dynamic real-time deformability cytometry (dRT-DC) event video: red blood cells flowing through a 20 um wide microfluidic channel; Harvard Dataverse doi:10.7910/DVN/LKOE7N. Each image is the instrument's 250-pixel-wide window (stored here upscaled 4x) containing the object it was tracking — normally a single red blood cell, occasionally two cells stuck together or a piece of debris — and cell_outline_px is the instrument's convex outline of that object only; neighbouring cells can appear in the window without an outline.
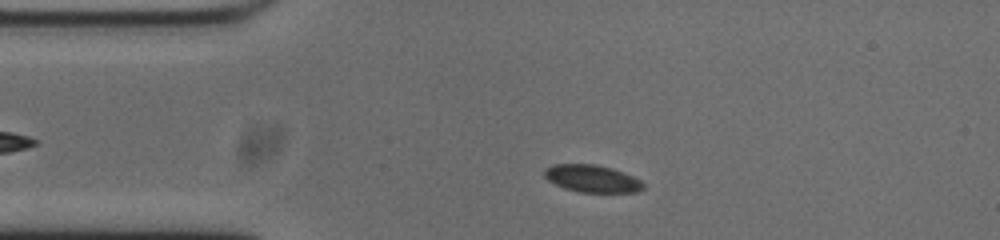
{"species": "common noctule bat (a hibernating species)", "species_latin": "Nyctalus noctula", "temperature_condition": "cold", "stored_images_in_passage": 49, "camera_frame_rate_fps": 3000, "um_per_image_px": 0.085, "animal": {"sex": "male", "body_mass_g": 20.0, "forearm_length_mm": 53.3}, "frame": {"image": 1, "passage_image": 5, "time_ms": 1.333, "image_size_px": [1000, 240], "cell_outline_px": [[644, 188], [636, 192], [580, 192], [564, 188], [548, 180], [544, 176], [544, 168], [552, 164], [596, 164], [612, 168], [632, 176], [640, 180], [644, 184]], "centroid_in_image_um": [50.3, 15.17], "position_along_channel_um": 34.7, "area_um2": 15.72}}
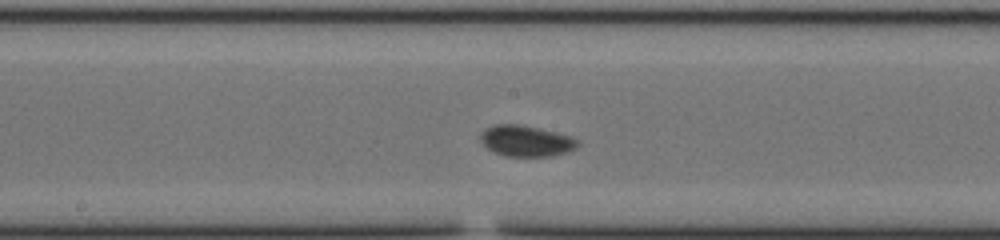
{"frame": {"image": 2, "passage_image": 21, "time_ms": 6.667, "image_size_px": [1000, 240], "cell_outline_px": [[580, 144], [576, 148], [568, 152], [552, 156], [504, 156], [492, 152], [480, 140], [480, 132], [484, 128], [496, 124], [520, 124], [568, 136], [580, 140]], "centroid_in_image_um": [44.69, 11.99], "position_along_channel_um": 203.5, "area_um2": 17.57}}
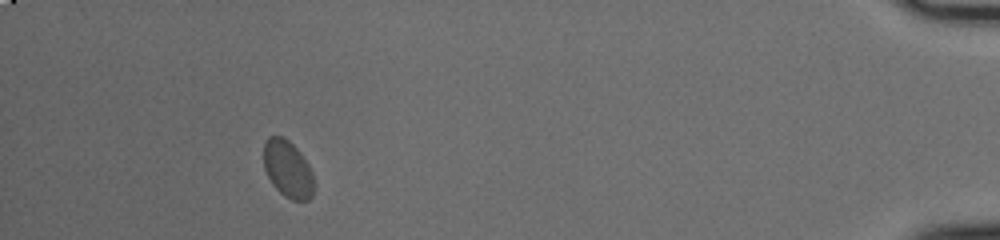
{"frame": {"image": 3, "passage_image": 44, "time_ms": 14.333, "image_size_px": [1000, 240], "cell_outline_px": [[312, 196], [308, 200], [292, 200], [284, 196], [272, 184], [264, 168], [264, 140], [268, 136], [284, 136], [296, 148], [308, 164], [312, 172]], "centroid_in_image_um": [24.43, 14.35], "position_along_channel_um": 410.8, "area_um2": 16.53}, "authors_computed_cell_mechanics": {"area_um2": 16.7042, "velocity_mm_per_s": 3.6576, "shape_relaxation_time_tau1_ms": null, "shape_relaxation_time_tau2_ms": 1.0709, "deformation_change_tau1": null, "deformation_change_tau2": 0.0376}}